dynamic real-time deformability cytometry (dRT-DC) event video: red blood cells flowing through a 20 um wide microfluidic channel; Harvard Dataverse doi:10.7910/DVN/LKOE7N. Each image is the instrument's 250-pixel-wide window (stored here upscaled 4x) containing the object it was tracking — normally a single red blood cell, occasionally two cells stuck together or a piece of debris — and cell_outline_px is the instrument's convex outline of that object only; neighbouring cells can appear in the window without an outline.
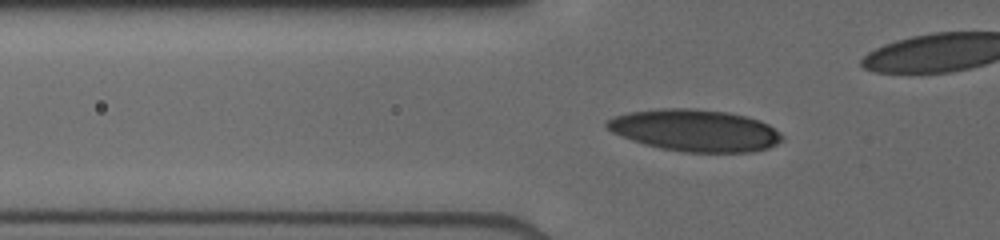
{"species": "human", "species_latin": "Homo sapiens", "temperature_condition": "cold", "stored_images_in_passage": 12, "camera_frame_rate_fps": 3000, "um_per_image_px": 0.085, "donor": {"sex": "male"}, "frame": {"image": 1, "passage_image": 9, "time_ms": 3.333, "image_size_px": [1000, 240], "cell_outline_px": [[784, 140], [768, 148], [752, 152], [684, 152], [660, 148], [644, 144], [632, 140], [612, 132], [604, 124], [608, 120], [616, 116], [628, 112], [660, 108], [692, 108], [728, 112], [748, 116], [760, 120], [768, 124], [780, 132], [784, 136]], "centroid_in_image_um": [59.12, 11.08], "position_along_channel_um": 66.7, "area_um2": 42.95}}